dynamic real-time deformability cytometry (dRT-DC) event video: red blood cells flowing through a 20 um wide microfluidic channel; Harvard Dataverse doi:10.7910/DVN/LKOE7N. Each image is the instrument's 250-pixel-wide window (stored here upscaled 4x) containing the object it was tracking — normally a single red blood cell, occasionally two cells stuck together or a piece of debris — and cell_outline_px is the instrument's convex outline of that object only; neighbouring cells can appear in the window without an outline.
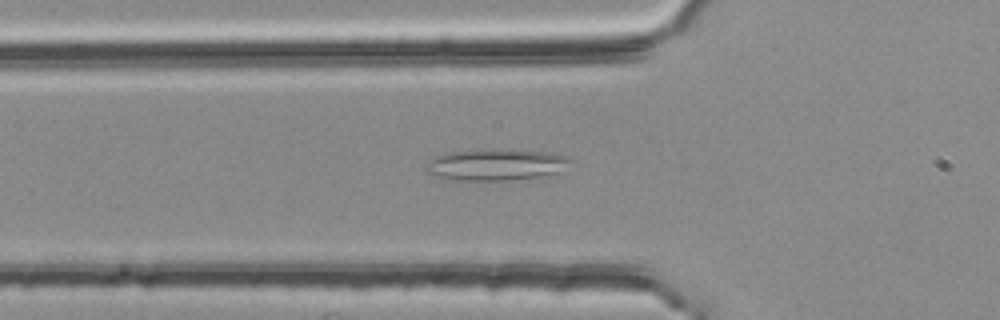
{"species": "common noctule bat (a hibernating species)", "species_latin": "Nyctalus noctula", "temperature_condition": "room temperature", "stored_images_in_passage": 54, "camera_frame_rate_fps": 3000, "um_per_image_px": 0.085, "animal": {"sex": "female", "body_mass_g": 25.1}, "frame": {"image": 1, "passage_image": 19, "time_ms": 6.0, "image_size_px": [1000, 320], "cell_outline_px": [[572, 160], [556, 172], [540, 176], [504, 180], [452, 180], [424, 172], [424, 168], [428, 160], [436, 156], [452, 152], [544, 152], [568, 156]], "centroid_in_image_um": [42.06, 14.05], "position_along_channel_um": 83.7, "area_um2": 24.85}}
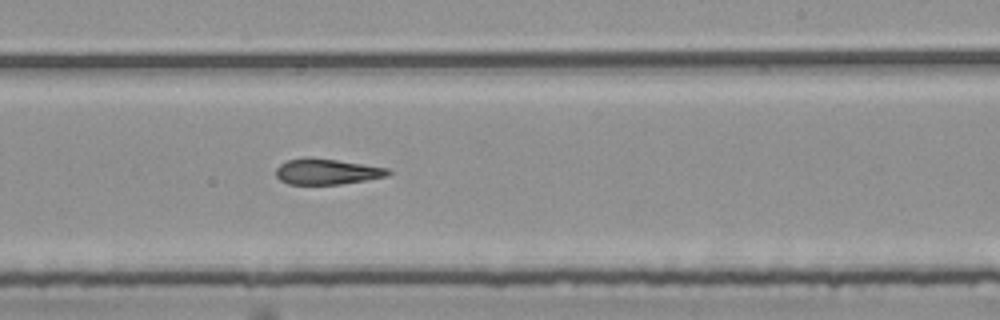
{"frame": {"image": 2, "passage_image": 33, "time_ms": 10.667, "image_size_px": [1000, 320], "cell_outline_px": [[392, 172], [388, 176], [340, 184], [288, 184], [280, 180], [276, 176], [276, 168], [280, 164], [288, 160], [304, 156], [308, 156], [392, 168]], "centroid_in_image_um": [27.79, 14.57], "position_along_channel_um": 261.2, "area_um2": 16.99}}
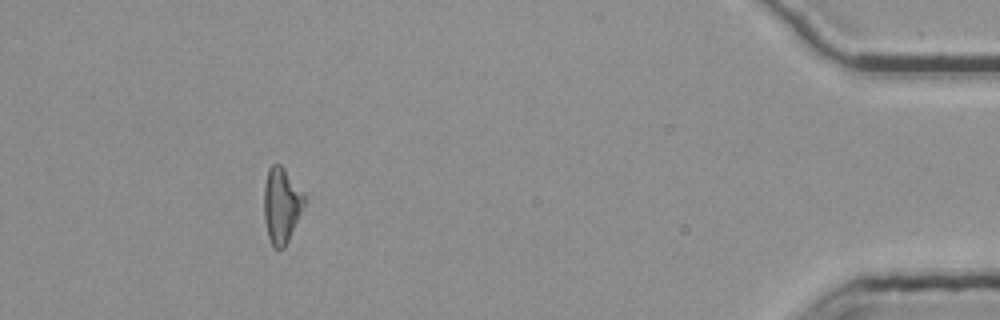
{"frame": {"image": 3, "passage_image": 50, "time_ms": 16.333, "image_size_px": [1000, 320], "cell_outline_px": [[304, 204], [288, 240], [284, 248], [272, 248], [268, 236], [264, 220], [264, 184], [268, 168], [272, 164], [280, 164], [284, 168], [304, 196]], "centroid_in_image_um": [23.87, 17.45], "position_along_channel_um": 411.3, "area_um2": 17.34}, "authors_computed_cell_mechanics": {"area_um2": 17.9758, "velocity_mm_per_s": 3.7879, "shape_relaxation_time_tau1_ms": null, "shape_relaxation_time_tau2_ms": 6.6857, "deformation_change_tau1": null, "deformation_change_tau2": 0.1759}}